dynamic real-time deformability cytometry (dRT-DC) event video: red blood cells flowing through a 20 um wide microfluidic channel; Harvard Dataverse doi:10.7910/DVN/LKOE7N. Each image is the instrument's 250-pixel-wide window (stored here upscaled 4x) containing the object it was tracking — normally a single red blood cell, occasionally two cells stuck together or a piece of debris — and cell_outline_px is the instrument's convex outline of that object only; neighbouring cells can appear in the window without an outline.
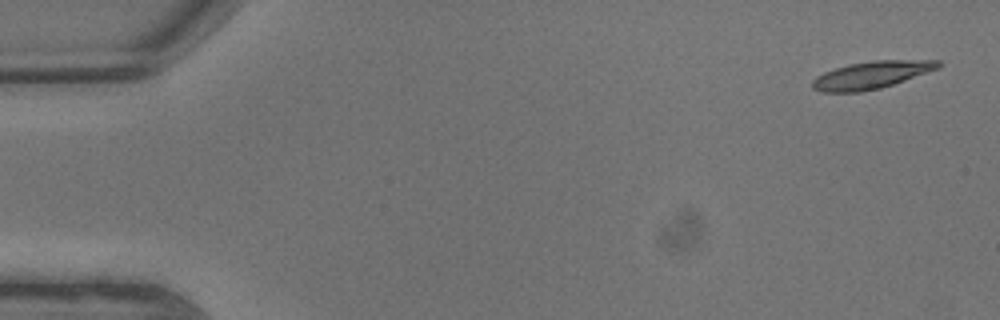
{"species": "common noctule bat (a hibernating species)", "species_latin": "Nyctalus noctula", "temperature_condition": "warm", "stored_images_in_passage": 6, "camera_frame_rate_fps": 3000, "um_per_image_px": 0.085, "animal": {"sex": "male", "body_mass_g": 13.3}, "frame": {"image": 1, "passage_image": 1, "time_ms": 0.0, "image_size_px": [1000, 320], "cell_outline_px": [[944, 64], [940, 68], [880, 88], [860, 92], [824, 92], [812, 88], [812, 80], [816, 76], [824, 72], [848, 64], [872, 60], [940, 60]], "centroid_in_image_um": [74.09, 6.36], "position_along_channel_um": 10.9, "area_um2": 20.11}}
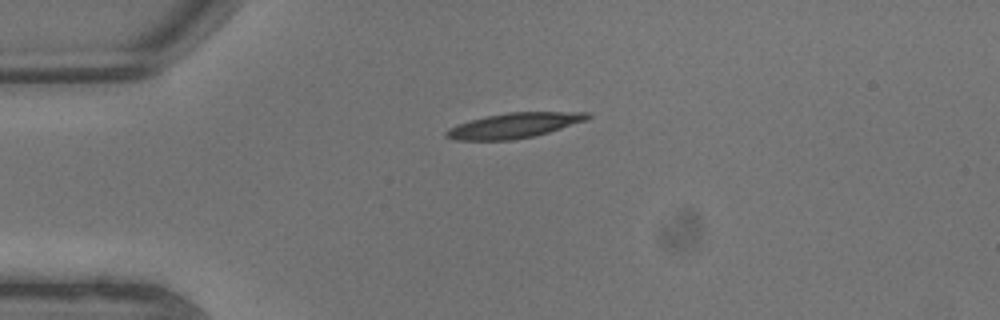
{"frame": {"image": 2, "passage_image": 5, "time_ms": 1.333, "image_size_px": [1000, 320], "cell_outline_px": [[592, 116], [588, 120], [548, 132], [532, 136], [512, 140], [456, 140], [444, 136], [444, 132], [448, 128], [472, 120], [488, 116], [508, 112], [588, 112]], "centroid_in_image_um": [43.72, 10.66], "position_along_channel_um": 41.3, "area_um2": 20.46}}